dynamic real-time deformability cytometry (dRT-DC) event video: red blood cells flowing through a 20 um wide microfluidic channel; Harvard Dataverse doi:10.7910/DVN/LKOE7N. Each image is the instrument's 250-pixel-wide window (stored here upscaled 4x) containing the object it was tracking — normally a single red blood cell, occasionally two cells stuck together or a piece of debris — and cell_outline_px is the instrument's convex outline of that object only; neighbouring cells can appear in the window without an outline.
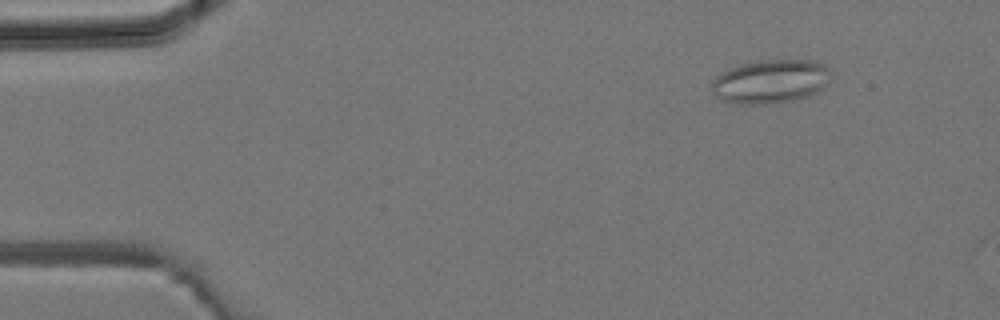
{"species": "common noctule bat (a hibernating species)", "species_latin": "Nyctalus noctula", "temperature_condition": "room temperature", "stored_images_in_passage": 3, "camera_frame_rate_fps": 3000, "um_per_image_px": 0.085, "animal": {"sex": "male", "body_mass_g": 19.2, "forearm_length_mm": 51.8}, "frame": {"image": 1, "passage_image": 3, "time_ms": 0.667, "image_size_px": [1000, 320], "cell_outline_px": [[832, 80], [824, 88], [812, 96], [796, 100], [768, 104], [740, 104], [720, 100], [712, 92], [712, 80], [720, 72], [728, 68], [760, 60], [816, 60], [832, 68]], "centroid_in_image_um": [65.57, 6.93], "position_along_channel_um": 19.4, "area_um2": 31.21}}